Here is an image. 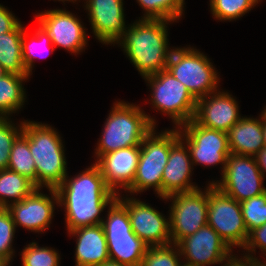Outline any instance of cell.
<instances>
[{
  "label": "cell",
  "instance_id": "20",
  "mask_svg": "<svg viewBox=\"0 0 266 266\" xmlns=\"http://www.w3.org/2000/svg\"><path fill=\"white\" fill-rule=\"evenodd\" d=\"M193 163L189 148L179 138L170 149L167 164L162 174V198L175 193L190 192L199 187L191 182Z\"/></svg>",
  "mask_w": 266,
  "mask_h": 266
},
{
  "label": "cell",
  "instance_id": "39",
  "mask_svg": "<svg viewBox=\"0 0 266 266\" xmlns=\"http://www.w3.org/2000/svg\"><path fill=\"white\" fill-rule=\"evenodd\" d=\"M98 266H129V265H125V264H121L117 261L114 260H106L105 262H103L102 264L98 265Z\"/></svg>",
  "mask_w": 266,
  "mask_h": 266
},
{
  "label": "cell",
  "instance_id": "32",
  "mask_svg": "<svg viewBox=\"0 0 266 266\" xmlns=\"http://www.w3.org/2000/svg\"><path fill=\"white\" fill-rule=\"evenodd\" d=\"M248 233L266 223V192L240 203Z\"/></svg>",
  "mask_w": 266,
  "mask_h": 266
},
{
  "label": "cell",
  "instance_id": "11",
  "mask_svg": "<svg viewBox=\"0 0 266 266\" xmlns=\"http://www.w3.org/2000/svg\"><path fill=\"white\" fill-rule=\"evenodd\" d=\"M179 129V137L189 148L193 165H222V173L226 168L230 155L228 135L226 132L204 127L193 119Z\"/></svg>",
  "mask_w": 266,
  "mask_h": 266
},
{
  "label": "cell",
  "instance_id": "17",
  "mask_svg": "<svg viewBox=\"0 0 266 266\" xmlns=\"http://www.w3.org/2000/svg\"><path fill=\"white\" fill-rule=\"evenodd\" d=\"M94 35L103 44H116L126 30L123 0H84Z\"/></svg>",
  "mask_w": 266,
  "mask_h": 266
},
{
  "label": "cell",
  "instance_id": "34",
  "mask_svg": "<svg viewBox=\"0 0 266 266\" xmlns=\"http://www.w3.org/2000/svg\"><path fill=\"white\" fill-rule=\"evenodd\" d=\"M15 232L16 227L10 211L0 207V256L9 263L13 260V253H15L12 247Z\"/></svg>",
  "mask_w": 266,
  "mask_h": 266
},
{
  "label": "cell",
  "instance_id": "45",
  "mask_svg": "<svg viewBox=\"0 0 266 266\" xmlns=\"http://www.w3.org/2000/svg\"><path fill=\"white\" fill-rule=\"evenodd\" d=\"M58 1H62L63 3L66 1H68V2H73V3H75L77 0H58Z\"/></svg>",
  "mask_w": 266,
  "mask_h": 266
},
{
  "label": "cell",
  "instance_id": "41",
  "mask_svg": "<svg viewBox=\"0 0 266 266\" xmlns=\"http://www.w3.org/2000/svg\"><path fill=\"white\" fill-rule=\"evenodd\" d=\"M255 266H266V261H260L258 258H255Z\"/></svg>",
  "mask_w": 266,
  "mask_h": 266
},
{
  "label": "cell",
  "instance_id": "8",
  "mask_svg": "<svg viewBox=\"0 0 266 266\" xmlns=\"http://www.w3.org/2000/svg\"><path fill=\"white\" fill-rule=\"evenodd\" d=\"M144 79L151 88L150 104L157 111L167 114L176 128L194 118L197 100L168 70H162Z\"/></svg>",
  "mask_w": 266,
  "mask_h": 266
},
{
  "label": "cell",
  "instance_id": "2",
  "mask_svg": "<svg viewBox=\"0 0 266 266\" xmlns=\"http://www.w3.org/2000/svg\"><path fill=\"white\" fill-rule=\"evenodd\" d=\"M171 22L174 21L139 18L116 41L143 78L167 68L172 51L167 25Z\"/></svg>",
  "mask_w": 266,
  "mask_h": 266
},
{
  "label": "cell",
  "instance_id": "24",
  "mask_svg": "<svg viewBox=\"0 0 266 266\" xmlns=\"http://www.w3.org/2000/svg\"><path fill=\"white\" fill-rule=\"evenodd\" d=\"M29 77L6 73L0 78V117H9L23 107L27 98L23 82Z\"/></svg>",
  "mask_w": 266,
  "mask_h": 266
},
{
  "label": "cell",
  "instance_id": "43",
  "mask_svg": "<svg viewBox=\"0 0 266 266\" xmlns=\"http://www.w3.org/2000/svg\"><path fill=\"white\" fill-rule=\"evenodd\" d=\"M7 72L5 71V69L3 68V66L0 64V78L5 75Z\"/></svg>",
  "mask_w": 266,
  "mask_h": 266
},
{
  "label": "cell",
  "instance_id": "5",
  "mask_svg": "<svg viewBox=\"0 0 266 266\" xmlns=\"http://www.w3.org/2000/svg\"><path fill=\"white\" fill-rule=\"evenodd\" d=\"M156 133L155 127L144 137L132 185L125 191L133 195L153 188L162 198V174L167 164L171 146L180 138L179 129Z\"/></svg>",
  "mask_w": 266,
  "mask_h": 266
},
{
  "label": "cell",
  "instance_id": "18",
  "mask_svg": "<svg viewBox=\"0 0 266 266\" xmlns=\"http://www.w3.org/2000/svg\"><path fill=\"white\" fill-rule=\"evenodd\" d=\"M229 92L216 91L197 100L193 120L204 127L228 132L242 116Z\"/></svg>",
  "mask_w": 266,
  "mask_h": 266
},
{
  "label": "cell",
  "instance_id": "37",
  "mask_svg": "<svg viewBox=\"0 0 266 266\" xmlns=\"http://www.w3.org/2000/svg\"><path fill=\"white\" fill-rule=\"evenodd\" d=\"M241 257L242 258H239L238 256L232 254L229 258H227V260L224 261L225 264L223 266H255V258L245 255Z\"/></svg>",
  "mask_w": 266,
  "mask_h": 266
},
{
  "label": "cell",
  "instance_id": "3",
  "mask_svg": "<svg viewBox=\"0 0 266 266\" xmlns=\"http://www.w3.org/2000/svg\"><path fill=\"white\" fill-rule=\"evenodd\" d=\"M156 121L139 105L117 101L106 118L102 135L95 149L97 161L102 155L118 149L140 146Z\"/></svg>",
  "mask_w": 266,
  "mask_h": 266
},
{
  "label": "cell",
  "instance_id": "23",
  "mask_svg": "<svg viewBox=\"0 0 266 266\" xmlns=\"http://www.w3.org/2000/svg\"><path fill=\"white\" fill-rule=\"evenodd\" d=\"M23 24L13 31L0 34V64L7 73L28 75L22 57Z\"/></svg>",
  "mask_w": 266,
  "mask_h": 266
},
{
  "label": "cell",
  "instance_id": "33",
  "mask_svg": "<svg viewBox=\"0 0 266 266\" xmlns=\"http://www.w3.org/2000/svg\"><path fill=\"white\" fill-rule=\"evenodd\" d=\"M15 126L9 117H0V170L7 169L13 142L23 131L24 122Z\"/></svg>",
  "mask_w": 266,
  "mask_h": 266
},
{
  "label": "cell",
  "instance_id": "30",
  "mask_svg": "<svg viewBox=\"0 0 266 266\" xmlns=\"http://www.w3.org/2000/svg\"><path fill=\"white\" fill-rule=\"evenodd\" d=\"M180 250L176 244L147 247L140 266H181Z\"/></svg>",
  "mask_w": 266,
  "mask_h": 266
},
{
  "label": "cell",
  "instance_id": "29",
  "mask_svg": "<svg viewBox=\"0 0 266 266\" xmlns=\"http://www.w3.org/2000/svg\"><path fill=\"white\" fill-rule=\"evenodd\" d=\"M261 0H210V10L214 18L219 21L238 20Z\"/></svg>",
  "mask_w": 266,
  "mask_h": 266
},
{
  "label": "cell",
  "instance_id": "9",
  "mask_svg": "<svg viewBox=\"0 0 266 266\" xmlns=\"http://www.w3.org/2000/svg\"><path fill=\"white\" fill-rule=\"evenodd\" d=\"M207 225L233 250L245 246L249 233L244 224L240 203L220 191L213 183L208 184Z\"/></svg>",
  "mask_w": 266,
  "mask_h": 266
},
{
  "label": "cell",
  "instance_id": "19",
  "mask_svg": "<svg viewBox=\"0 0 266 266\" xmlns=\"http://www.w3.org/2000/svg\"><path fill=\"white\" fill-rule=\"evenodd\" d=\"M140 156V146L118 149L102 155L95 163L99 166L107 186L116 194L127 190L133 183Z\"/></svg>",
  "mask_w": 266,
  "mask_h": 266
},
{
  "label": "cell",
  "instance_id": "36",
  "mask_svg": "<svg viewBox=\"0 0 266 266\" xmlns=\"http://www.w3.org/2000/svg\"><path fill=\"white\" fill-rule=\"evenodd\" d=\"M20 23L11 11L0 4V34L13 31Z\"/></svg>",
  "mask_w": 266,
  "mask_h": 266
},
{
  "label": "cell",
  "instance_id": "27",
  "mask_svg": "<svg viewBox=\"0 0 266 266\" xmlns=\"http://www.w3.org/2000/svg\"><path fill=\"white\" fill-rule=\"evenodd\" d=\"M145 11L141 19L178 21L183 16L185 0H136Z\"/></svg>",
  "mask_w": 266,
  "mask_h": 266
},
{
  "label": "cell",
  "instance_id": "4",
  "mask_svg": "<svg viewBox=\"0 0 266 266\" xmlns=\"http://www.w3.org/2000/svg\"><path fill=\"white\" fill-rule=\"evenodd\" d=\"M29 138V149L36 165L37 188L56 189L67 174L62 137L45 123L24 120L23 131Z\"/></svg>",
  "mask_w": 266,
  "mask_h": 266
},
{
  "label": "cell",
  "instance_id": "12",
  "mask_svg": "<svg viewBox=\"0 0 266 266\" xmlns=\"http://www.w3.org/2000/svg\"><path fill=\"white\" fill-rule=\"evenodd\" d=\"M221 175V181L210 183L239 203L266 192L264 176L253 156L230 154Z\"/></svg>",
  "mask_w": 266,
  "mask_h": 266
},
{
  "label": "cell",
  "instance_id": "10",
  "mask_svg": "<svg viewBox=\"0 0 266 266\" xmlns=\"http://www.w3.org/2000/svg\"><path fill=\"white\" fill-rule=\"evenodd\" d=\"M205 191L200 188L162 198L172 202L169 213L172 244H178L183 238L193 235L207 225L208 185Z\"/></svg>",
  "mask_w": 266,
  "mask_h": 266
},
{
  "label": "cell",
  "instance_id": "22",
  "mask_svg": "<svg viewBox=\"0 0 266 266\" xmlns=\"http://www.w3.org/2000/svg\"><path fill=\"white\" fill-rule=\"evenodd\" d=\"M230 154L255 156L264 146L263 118L242 117L227 132Z\"/></svg>",
  "mask_w": 266,
  "mask_h": 266
},
{
  "label": "cell",
  "instance_id": "46",
  "mask_svg": "<svg viewBox=\"0 0 266 266\" xmlns=\"http://www.w3.org/2000/svg\"><path fill=\"white\" fill-rule=\"evenodd\" d=\"M181 266H191V265H187V264H184V263H183Z\"/></svg>",
  "mask_w": 266,
  "mask_h": 266
},
{
  "label": "cell",
  "instance_id": "13",
  "mask_svg": "<svg viewBox=\"0 0 266 266\" xmlns=\"http://www.w3.org/2000/svg\"><path fill=\"white\" fill-rule=\"evenodd\" d=\"M117 199L126 207L131 227L136 236L149 246H164L171 244L169 216L166 218L147 203L134 197Z\"/></svg>",
  "mask_w": 266,
  "mask_h": 266
},
{
  "label": "cell",
  "instance_id": "7",
  "mask_svg": "<svg viewBox=\"0 0 266 266\" xmlns=\"http://www.w3.org/2000/svg\"><path fill=\"white\" fill-rule=\"evenodd\" d=\"M107 212L101 224L109 258L121 264L140 266L148 246L133 232L126 207L116 198Z\"/></svg>",
  "mask_w": 266,
  "mask_h": 266
},
{
  "label": "cell",
  "instance_id": "31",
  "mask_svg": "<svg viewBox=\"0 0 266 266\" xmlns=\"http://www.w3.org/2000/svg\"><path fill=\"white\" fill-rule=\"evenodd\" d=\"M22 266H59L60 255L53 248L39 247L36 242H32L21 252Z\"/></svg>",
  "mask_w": 266,
  "mask_h": 266
},
{
  "label": "cell",
  "instance_id": "44",
  "mask_svg": "<svg viewBox=\"0 0 266 266\" xmlns=\"http://www.w3.org/2000/svg\"><path fill=\"white\" fill-rule=\"evenodd\" d=\"M261 116L263 118V121L266 123V107L264 108V110L261 113Z\"/></svg>",
  "mask_w": 266,
  "mask_h": 266
},
{
  "label": "cell",
  "instance_id": "26",
  "mask_svg": "<svg viewBox=\"0 0 266 266\" xmlns=\"http://www.w3.org/2000/svg\"><path fill=\"white\" fill-rule=\"evenodd\" d=\"M7 169L27 177L37 187L36 165L29 149V138L23 132L13 142Z\"/></svg>",
  "mask_w": 266,
  "mask_h": 266
},
{
  "label": "cell",
  "instance_id": "6",
  "mask_svg": "<svg viewBox=\"0 0 266 266\" xmlns=\"http://www.w3.org/2000/svg\"><path fill=\"white\" fill-rule=\"evenodd\" d=\"M166 70L185 85L196 100L219 90L220 77L216 69L210 59L195 48L172 49Z\"/></svg>",
  "mask_w": 266,
  "mask_h": 266
},
{
  "label": "cell",
  "instance_id": "35",
  "mask_svg": "<svg viewBox=\"0 0 266 266\" xmlns=\"http://www.w3.org/2000/svg\"><path fill=\"white\" fill-rule=\"evenodd\" d=\"M256 248H259V250L263 252V256H266V223L249 232L247 242L243 247L244 251L246 250L245 256L257 258L254 255L256 253Z\"/></svg>",
  "mask_w": 266,
  "mask_h": 266
},
{
  "label": "cell",
  "instance_id": "28",
  "mask_svg": "<svg viewBox=\"0 0 266 266\" xmlns=\"http://www.w3.org/2000/svg\"><path fill=\"white\" fill-rule=\"evenodd\" d=\"M38 26L39 27L38 29L35 30L34 34L29 36L27 30L25 29L23 30V34H22V57H23V63H24L25 69L29 76L32 75V70L34 66L33 65L34 58H36L37 56L40 57V54L39 53L36 54L35 53L36 51H34V49L37 48L35 46H38V45L40 46V44H44V46L49 47L50 53H52L55 50V46L51 43V38L49 34L40 25ZM38 48H41V47H38ZM44 55L45 54L43 53L41 54L42 57H44Z\"/></svg>",
  "mask_w": 266,
  "mask_h": 266
},
{
  "label": "cell",
  "instance_id": "1",
  "mask_svg": "<svg viewBox=\"0 0 266 266\" xmlns=\"http://www.w3.org/2000/svg\"><path fill=\"white\" fill-rule=\"evenodd\" d=\"M59 207L65 209V223L68 231L102 223L101 212L117 198L106 184L96 163L78 175L64 178L56 188Z\"/></svg>",
  "mask_w": 266,
  "mask_h": 266
},
{
  "label": "cell",
  "instance_id": "21",
  "mask_svg": "<svg viewBox=\"0 0 266 266\" xmlns=\"http://www.w3.org/2000/svg\"><path fill=\"white\" fill-rule=\"evenodd\" d=\"M68 233L76 236V266H98L110 259L102 224L79 227Z\"/></svg>",
  "mask_w": 266,
  "mask_h": 266
},
{
  "label": "cell",
  "instance_id": "42",
  "mask_svg": "<svg viewBox=\"0 0 266 266\" xmlns=\"http://www.w3.org/2000/svg\"><path fill=\"white\" fill-rule=\"evenodd\" d=\"M264 146L266 147V123L263 121Z\"/></svg>",
  "mask_w": 266,
  "mask_h": 266
},
{
  "label": "cell",
  "instance_id": "40",
  "mask_svg": "<svg viewBox=\"0 0 266 266\" xmlns=\"http://www.w3.org/2000/svg\"><path fill=\"white\" fill-rule=\"evenodd\" d=\"M10 263L4 259L2 256H0V266H10Z\"/></svg>",
  "mask_w": 266,
  "mask_h": 266
},
{
  "label": "cell",
  "instance_id": "15",
  "mask_svg": "<svg viewBox=\"0 0 266 266\" xmlns=\"http://www.w3.org/2000/svg\"><path fill=\"white\" fill-rule=\"evenodd\" d=\"M177 246L183 260H186L183 263L191 266L224 264L233 254V250L209 225L183 238Z\"/></svg>",
  "mask_w": 266,
  "mask_h": 266
},
{
  "label": "cell",
  "instance_id": "38",
  "mask_svg": "<svg viewBox=\"0 0 266 266\" xmlns=\"http://www.w3.org/2000/svg\"><path fill=\"white\" fill-rule=\"evenodd\" d=\"M256 164L262 175L265 177L266 172V147H263L255 156Z\"/></svg>",
  "mask_w": 266,
  "mask_h": 266
},
{
  "label": "cell",
  "instance_id": "14",
  "mask_svg": "<svg viewBox=\"0 0 266 266\" xmlns=\"http://www.w3.org/2000/svg\"><path fill=\"white\" fill-rule=\"evenodd\" d=\"M36 16L37 23L46 30L54 46L62 47L75 55L87 45V34L81 20L66 9L42 11Z\"/></svg>",
  "mask_w": 266,
  "mask_h": 266
},
{
  "label": "cell",
  "instance_id": "25",
  "mask_svg": "<svg viewBox=\"0 0 266 266\" xmlns=\"http://www.w3.org/2000/svg\"><path fill=\"white\" fill-rule=\"evenodd\" d=\"M36 188L27 177L9 169L0 170V207L7 208L10 204L23 200Z\"/></svg>",
  "mask_w": 266,
  "mask_h": 266
},
{
  "label": "cell",
  "instance_id": "16",
  "mask_svg": "<svg viewBox=\"0 0 266 266\" xmlns=\"http://www.w3.org/2000/svg\"><path fill=\"white\" fill-rule=\"evenodd\" d=\"M36 188L29 196L19 202L10 204V211L15 227H23L31 232H44L51 224L54 216L55 204L59 206L56 189L48 188L50 197Z\"/></svg>",
  "mask_w": 266,
  "mask_h": 266
}]
</instances>
